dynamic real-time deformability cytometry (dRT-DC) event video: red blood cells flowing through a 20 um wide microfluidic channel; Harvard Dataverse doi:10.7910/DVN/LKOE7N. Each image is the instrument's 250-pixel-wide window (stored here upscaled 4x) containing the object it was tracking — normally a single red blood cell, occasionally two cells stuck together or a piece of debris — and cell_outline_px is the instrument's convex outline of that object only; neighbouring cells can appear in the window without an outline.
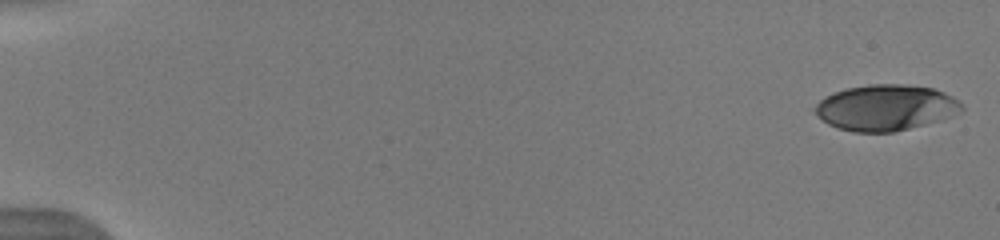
{"species": "human", "species_latin": "Homo sapiens", "temperature_condition": "warm", "stored_images_in_passage": 52, "camera_frame_rate_fps": 3000, "um_per_image_px": 0.085, "donor": {"sex": "male"}, "frame": {"image": 1, "passage_image": 1, "time_ms": 0.0, "image_size_px": [1000, 240], "cell_outline_px": [[964, 108], [960, 112], [944, 120], [896, 132], [852, 132], [836, 128], [828, 124], [808, 108], [824, 96], [844, 88], [868, 84], [904, 84], [932, 88], [944, 92], [960, 100], [964, 104]], "centroid_in_image_um": [75.26, 9.15], "position_along_channel_um": 9.7, "area_um2": 40.23}}
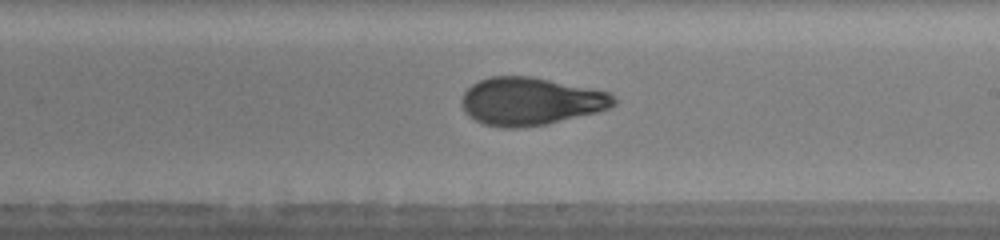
{"frame": {"image": 2, "passage_image": 32, "time_ms": 10.333, "image_size_px": [1000, 240], "cell_outline_px": [[616, 104], [608, 108], [596, 112], [544, 124], [520, 128], [504, 128], [484, 124], [468, 116], [464, 112], [460, 104], [460, 100], [464, 92], [472, 84], [488, 76], [532, 76], [608, 92], [616, 100]], "centroid_in_image_um": [45.03, 8.61], "position_along_channel_um": 244.0, "area_um2": 42.19}}
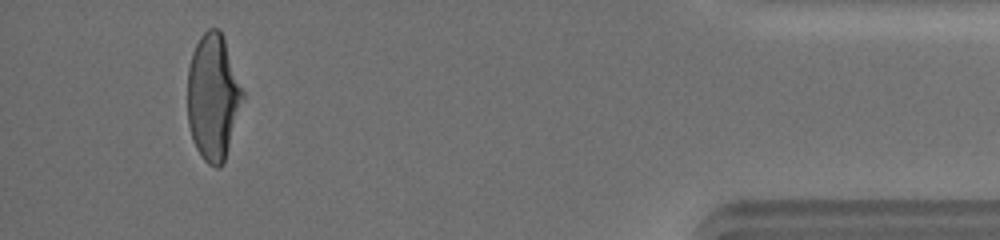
{"frame": {"image": 3, "passage_image": 49, "time_ms": 16.0, "image_size_px": [1000, 240], "cell_outline_px": [[244, 100], [224, 160], [220, 168], [216, 168], [208, 164], [204, 160], [196, 148], [192, 140], [188, 124], [188, 68], [192, 52], [200, 36], [208, 28], [220, 28], [224, 36], [244, 92]], "centroid_in_image_um": [18.12, 8.23], "position_along_channel_um": 417.1, "area_um2": 40.81}, "authors_computed_cell_mechanics": {"area_um2": 41.4426, "velocity_mm_per_s": 3.9774, "shape_relaxation_time_tau1_ms": 5.8532, "shape_relaxation_time_tau2_ms": 1.3535, "deformation_change_tau1": 0.2311, "deformation_change_tau2": 0.078}}